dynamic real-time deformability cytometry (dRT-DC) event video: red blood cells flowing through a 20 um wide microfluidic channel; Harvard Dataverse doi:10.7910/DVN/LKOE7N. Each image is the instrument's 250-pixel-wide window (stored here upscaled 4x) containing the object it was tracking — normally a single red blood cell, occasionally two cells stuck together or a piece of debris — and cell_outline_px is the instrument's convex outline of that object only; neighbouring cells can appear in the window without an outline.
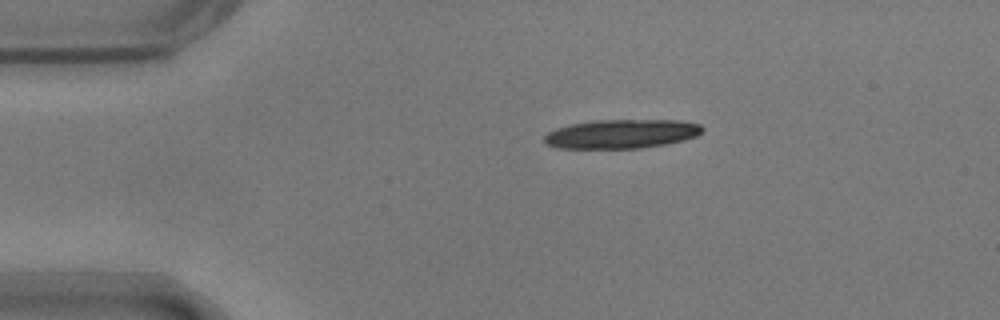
{"species": "common noctule bat (a hibernating species)", "species_latin": "Nyctalus noctula", "temperature_condition": "warm", "stored_images_in_passage": 9, "camera_frame_rate_fps": 3000, "um_per_image_px": 0.085, "animal": {"sex": "male", "body_mass_g": 17.9}, "frame": {"image": 1, "passage_image": 1, "time_ms": 0.0, "image_size_px": [1000, 320], "cell_outline_px": [[704, 128], [696, 136], [684, 140], [664, 144], [640, 148], [556, 148], [544, 144], [544, 136], [548, 132], [556, 128], [568, 124], [596, 120], [680, 120], [700, 124]], "centroid_in_image_um": [52.79, 11.37], "position_along_channel_um": 32.2, "area_um2": 26.82}}